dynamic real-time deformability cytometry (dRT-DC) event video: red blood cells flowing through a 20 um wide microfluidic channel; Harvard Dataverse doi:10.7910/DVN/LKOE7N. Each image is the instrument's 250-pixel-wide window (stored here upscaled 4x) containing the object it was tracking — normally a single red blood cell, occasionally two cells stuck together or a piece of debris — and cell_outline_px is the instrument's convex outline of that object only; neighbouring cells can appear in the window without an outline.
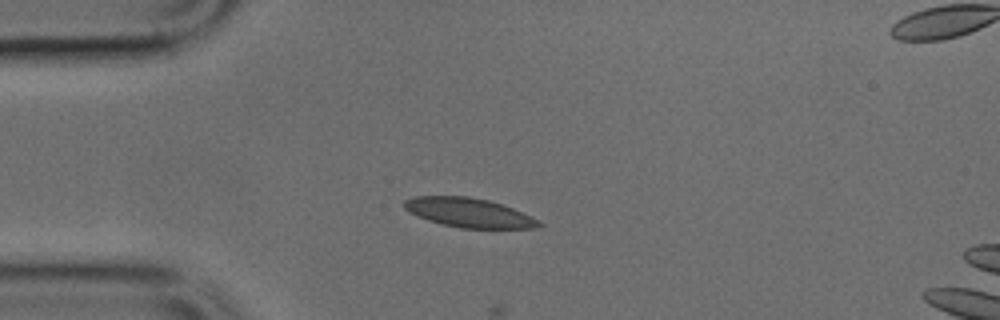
{"species": "common noctule bat (a hibernating species)", "species_latin": "Nyctalus noctula", "temperature_condition": "cold", "stored_images_in_passage": 2, "camera_frame_rate_fps": 3000, "um_per_image_px": 0.085, "animal": {"sex": "male", "body_mass_g": 17.9, "forearm_length_mm": 54.2}, "frame": {"image": 1, "passage_image": 1, "time_ms": 0.0, "image_size_px": [1000, 320], "cell_outline_px": [[544, 224], [536, 228], [460, 228], [440, 224], [416, 216], [404, 208], [404, 200], [416, 196], [468, 196], [488, 200], [512, 208], [540, 220]], "centroid_in_image_um": [39.85, 18.08], "position_along_channel_um": 45.2, "area_um2": 22.95}}